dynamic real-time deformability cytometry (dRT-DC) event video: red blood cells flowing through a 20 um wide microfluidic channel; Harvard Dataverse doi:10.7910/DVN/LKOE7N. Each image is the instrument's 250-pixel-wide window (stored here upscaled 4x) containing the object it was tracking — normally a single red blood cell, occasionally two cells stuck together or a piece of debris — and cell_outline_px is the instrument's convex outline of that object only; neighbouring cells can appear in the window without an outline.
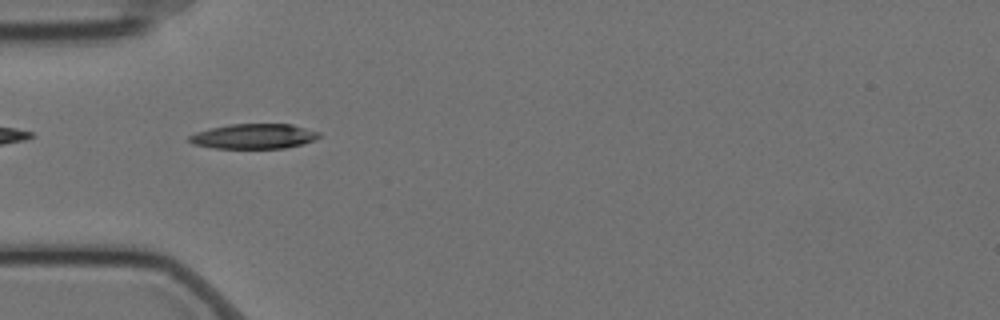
{"species": "Egyptian fruit bat (a non-hibernating species)", "species_latin": "Rousettus aegyptiacus", "temperature_condition": "cold", "stored_images_in_passage": 10, "camera_frame_rate_fps": 3000, "um_per_image_px": 0.085, "animal": {"sex": "female"}, "frame": {"image": 1, "passage_image": 3, "time_ms": 0.667, "image_size_px": [1000, 320], "cell_outline_px": [[320, 136], [316, 140], [284, 148], [216, 148], [192, 144], [188, 140], [188, 136], [196, 132], [212, 128], [232, 124], [292, 124], [320, 132]], "centroid_in_image_um": [21.59, 11.58], "position_along_channel_um": 63.4, "area_um2": 18.79}}